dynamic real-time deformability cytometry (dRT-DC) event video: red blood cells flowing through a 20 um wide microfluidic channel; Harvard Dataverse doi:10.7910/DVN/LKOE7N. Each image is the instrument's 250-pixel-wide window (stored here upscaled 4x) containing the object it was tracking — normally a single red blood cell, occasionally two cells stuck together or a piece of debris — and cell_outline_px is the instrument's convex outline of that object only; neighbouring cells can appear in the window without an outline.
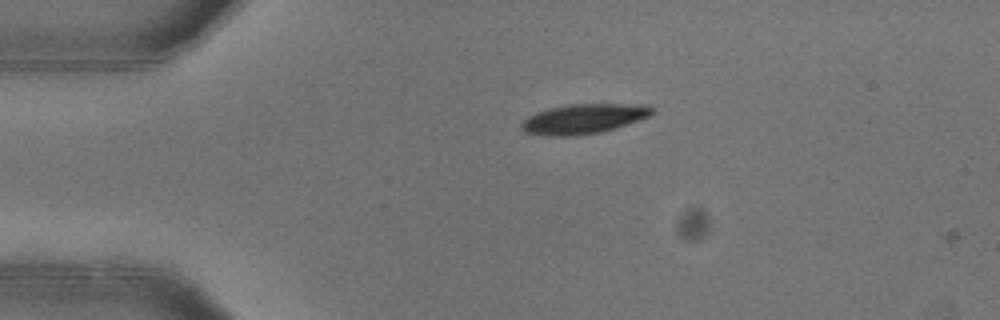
{"species": "common noctule bat (a hibernating species)", "species_latin": "Nyctalus noctula", "temperature_condition": "warm", "stored_images_in_passage": 4, "camera_frame_rate_fps": 3000, "um_per_image_px": 0.085, "animal": {"sex": "female"}, "frame": {"image": 1, "passage_image": 1, "time_ms": 0.0, "image_size_px": [1000, 320], "cell_outline_px": [[652, 112], [648, 116], [616, 128], [600, 132], [572, 136], [544, 136], [524, 132], [520, 128], [520, 124], [528, 116], [536, 112], [568, 104], [648, 104], [652, 108]], "centroid_in_image_um": [49.56, 10.1], "position_along_channel_um": 35.4, "area_um2": 22.6}}